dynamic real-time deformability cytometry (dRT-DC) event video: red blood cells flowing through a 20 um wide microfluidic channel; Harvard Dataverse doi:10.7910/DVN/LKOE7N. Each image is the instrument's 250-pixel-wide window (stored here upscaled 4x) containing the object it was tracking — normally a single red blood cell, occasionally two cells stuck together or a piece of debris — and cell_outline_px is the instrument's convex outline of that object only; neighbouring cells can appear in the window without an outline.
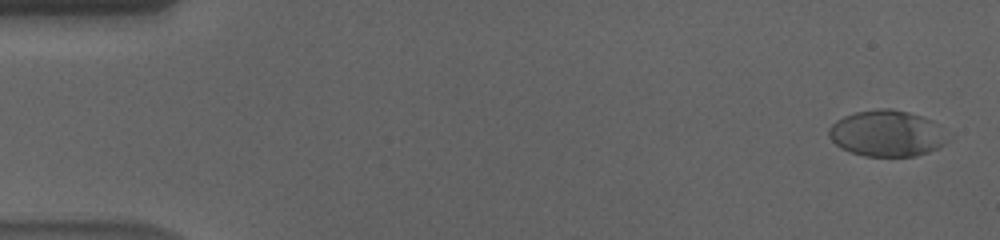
{"species": "human", "species_latin": "Homo sapiens", "temperature_condition": "cold", "stored_images_in_passage": 57, "camera_frame_rate_fps": 3000, "um_per_image_px": 0.085, "donor": {"sex": "male"}, "frame": {"image": 1, "passage_image": 2, "time_ms": 0.333, "image_size_px": [1000, 240], "cell_outline_px": [[948, 140], [944, 144], [928, 152], [916, 156], [864, 156], [840, 148], [828, 136], [828, 128], [836, 120], [844, 116], [856, 112], [876, 108], [888, 108], [908, 112], [932, 120]], "centroid_in_image_um": [75.32, 11.34], "position_along_channel_um": 9.7, "area_um2": 31.67}}
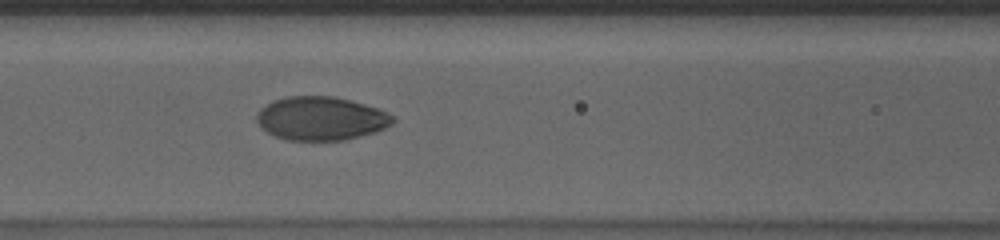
{"frame": {"image": 2, "passage_image": 25, "time_ms": 8.0, "image_size_px": [1000, 240], "cell_outline_px": [[396, 120], [392, 124], [376, 132], [344, 140], [284, 140], [260, 128], [256, 120], [256, 116], [260, 108], [272, 100], [284, 96], [332, 96], [380, 108], [396, 116]], "centroid_in_image_um": [27.29, 10.06], "position_along_channel_um": 139.3, "area_um2": 34.91}}
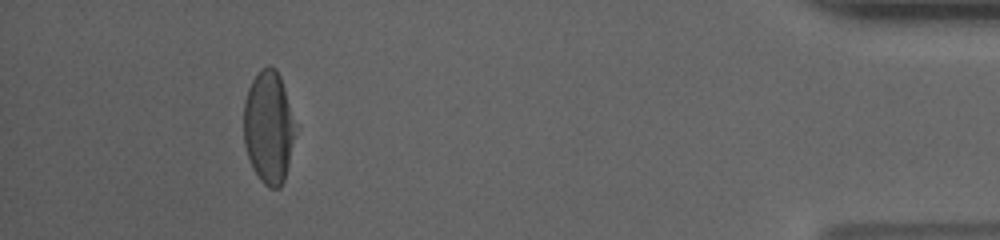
{"frame": {"image": 3, "passage_image": 53, "time_ms": 17.333, "image_size_px": [1000, 240], "cell_outline_px": [[292, 140], [288, 164], [284, 180], [280, 188], [268, 188], [260, 180], [252, 168], [244, 144], [244, 100], [248, 88], [252, 80], [268, 64], [276, 68], [280, 76], [284, 88], [288, 104], [292, 124]], "centroid_in_image_um": [22.77, 10.83], "position_along_channel_um": 412.4, "area_um2": 32.89}, "authors_computed_cell_mechanics": {"area_um2": 34.969, "velocity_mm_per_s": 3.5635, "shape_relaxation_time_tau1_ms": 4.5867, "shape_relaxation_time_tau2_ms": null, "deformation_change_tau1": 0.1802, "deformation_change_tau2": null}}